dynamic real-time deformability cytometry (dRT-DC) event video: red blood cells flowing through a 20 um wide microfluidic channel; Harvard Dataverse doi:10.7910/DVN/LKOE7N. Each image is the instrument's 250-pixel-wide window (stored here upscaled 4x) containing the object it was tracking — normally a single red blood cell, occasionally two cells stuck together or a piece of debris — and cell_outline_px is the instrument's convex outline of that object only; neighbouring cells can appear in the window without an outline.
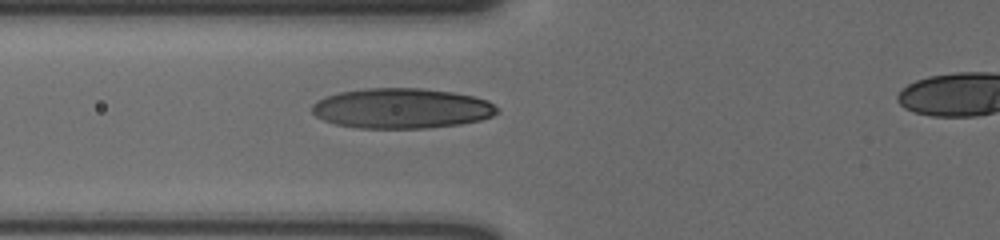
{"species": "human", "species_latin": "Homo sapiens", "temperature_condition": "cold", "stored_images_in_passage": 25, "camera_frame_rate_fps": 3000, "um_per_image_px": 0.085, "donor": {"sex": "male"}, "frame": {"image": 1, "passage_image": 2, "time_ms": 0.333, "image_size_px": [1000, 240], "cell_outline_px": [[500, 112], [492, 116], [480, 120], [460, 124], [428, 128], [360, 128], [336, 124], [324, 120], [316, 116], [312, 112], [312, 104], [328, 96], [340, 92], [364, 88], [420, 88], [452, 92], [472, 96], [488, 100], [500, 108]], "centroid_in_image_um": [34.18, 9.21], "position_along_channel_um": 91.6, "area_um2": 43.35}}
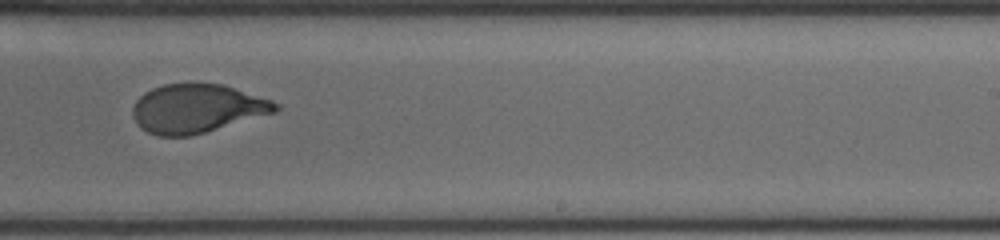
{"frame": {"image": 2, "passage_image": 11, "time_ms": 3.333, "image_size_px": [1000, 240], "cell_outline_px": [[280, 108], [276, 112], [204, 132], [188, 136], [160, 136], [148, 132], [140, 128], [132, 116], [132, 108], [136, 100], [144, 92], [152, 88], [164, 84], [192, 80], [224, 84], [272, 100], [280, 104]], "centroid_in_image_um": [16.73, 9.17], "position_along_channel_um": 272.3, "area_um2": 41.27}}
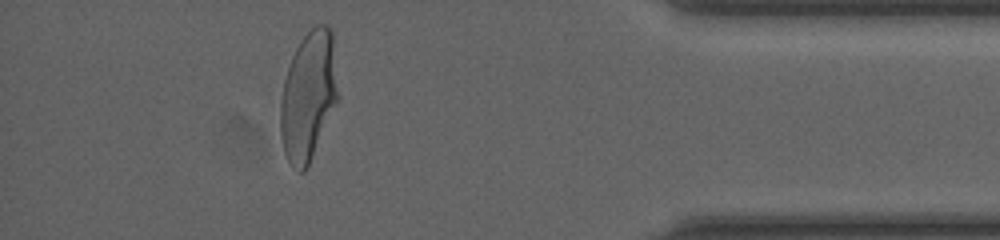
{"frame": {"image": 3, "passage_image": 24, "time_ms": 7.667, "image_size_px": [1000, 240], "cell_outline_px": [[340, 96], [308, 164], [304, 172], [300, 172], [292, 168], [284, 152], [280, 136], [280, 104], [284, 80], [292, 56], [300, 40], [316, 24], [328, 24], [332, 28]], "centroid_in_image_um": [26.23, 8.12], "position_along_channel_um": 409.0, "area_um2": 43.64}}